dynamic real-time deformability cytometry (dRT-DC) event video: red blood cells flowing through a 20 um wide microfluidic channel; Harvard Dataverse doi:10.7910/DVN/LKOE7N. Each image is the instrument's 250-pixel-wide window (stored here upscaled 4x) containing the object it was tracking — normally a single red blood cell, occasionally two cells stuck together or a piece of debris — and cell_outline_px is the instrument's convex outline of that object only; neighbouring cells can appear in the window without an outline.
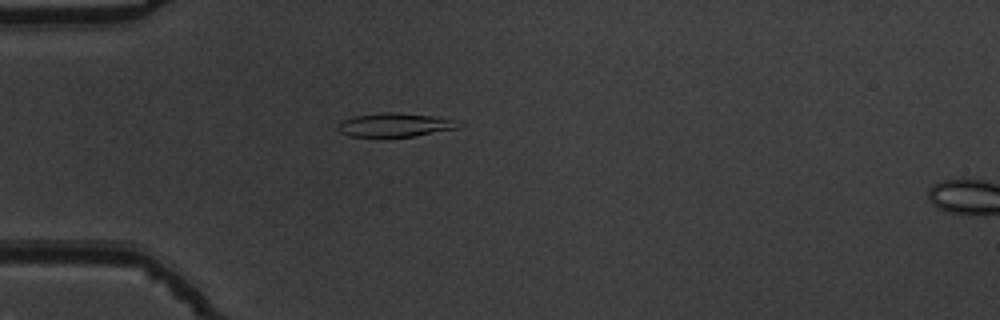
{"species": "common noctule bat (a hibernating species)", "species_latin": "Nyctalus noctula", "temperature_condition": "warm", "stored_images_in_passage": 43, "camera_frame_rate_fps": 3000, "um_per_image_px": 0.085, "animal": {"sex": "male", "body_mass_g": 19.5, "forearm_length_mm": 54.6}, "frame": {"image": 1, "passage_image": 5, "time_ms": 1.333, "image_size_px": [1000, 320], "cell_outline_px": [[464, 124], [460, 128], [416, 136], [348, 136], [340, 132], [336, 128], [340, 120], [356, 116], [388, 112], [392, 112], [432, 116], [452, 120]], "centroid_in_image_um": [33.57, 10.62], "position_along_channel_um": 51.4, "area_um2": 16.53}}
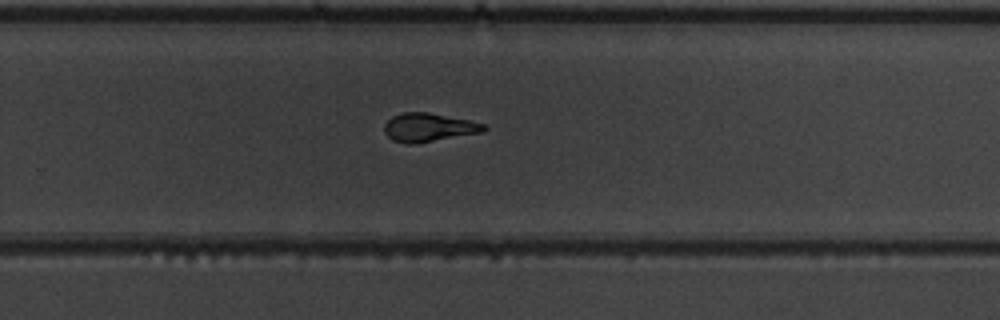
{"frame": {"image": 2, "passage_image": 25, "time_ms": 8.0, "image_size_px": [1000, 320], "cell_outline_px": [[488, 128], [480, 132], [416, 144], [408, 144], [392, 140], [384, 132], [384, 124], [392, 116], [400, 112], [428, 112], [468, 120], [484, 124]], "centroid_in_image_um": [36.38, 10.83], "position_along_channel_um": 293.4, "area_um2": 16.47}}
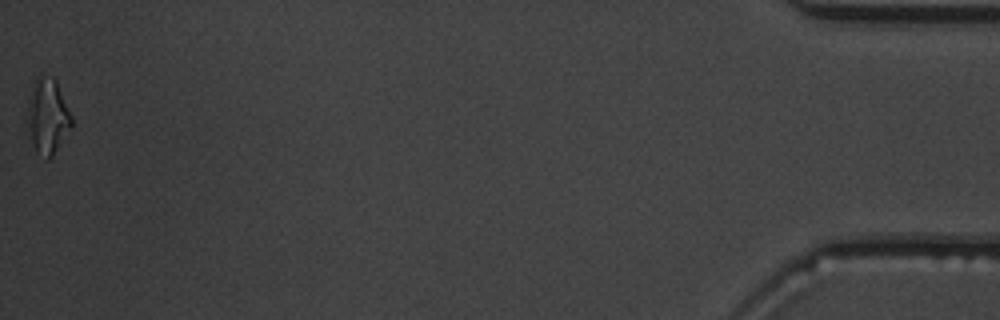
{"frame": {"image": 3, "passage_image": 43, "time_ms": 14.0, "image_size_px": [1000, 320], "cell_outline_px": [[72, 128], [52, 156], [48, 160], [44, 160], [36, 152], [32, 144], [24, 124], [28, 96], [32, 84], [40, 76], [52, 76], [56, 80], [72, 116]], "centroid_in_image_um": [4.0, 9.92], "position_along_channel_um": 431.2, "area_um2": 20.17}, "authors_computed_cell_mechanics": {"area_um2": 16.9932, "velocity_mm_per_s": 3.8278, "shape_relaxation_time_tau1_ms": 3.5627, "shape_relaxation_time_tau2_ms": 1.4711, "deformation_change_tau1": 0.1861, "deformation_change_tau2": 0.1047}}